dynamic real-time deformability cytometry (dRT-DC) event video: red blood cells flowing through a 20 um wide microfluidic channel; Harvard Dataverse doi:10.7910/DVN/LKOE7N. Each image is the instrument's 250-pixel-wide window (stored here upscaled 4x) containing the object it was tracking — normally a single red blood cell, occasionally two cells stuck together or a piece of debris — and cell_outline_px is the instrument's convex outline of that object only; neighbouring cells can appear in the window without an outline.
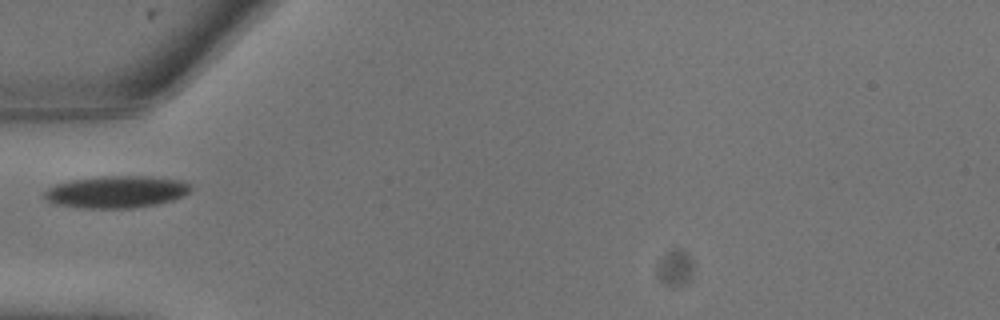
{"species": "common noctule bat (a hibernating species)", "species_latin": "Nyctalus noctula", "temperature_condition": "warm", "stored_images_in_passage": 17, "camera_frame_rate_fps": 3000, "um_per_image_px": 0.085, "animal": {"sex": "male", "body_mass_g": 13.3}, "frame": {"image": 1, "passage_image": 1, "time_ms": 0.0, "image_size_px": [1000, 320], "cell_outline_px": [[192, 188], [184, 196], [172, 200], [156, 204], [136, 208], [84, 208], [56, 204], [48, 200], [44, 196], [44, 192], [48, 188], [56, 184], [72, 180], [100, 176], [148, 176], [184, 180]], "centroid_in_image_um": [9.92, 16.3], "position_along_channel_um": 75.1, "area_um2": 27.34}}
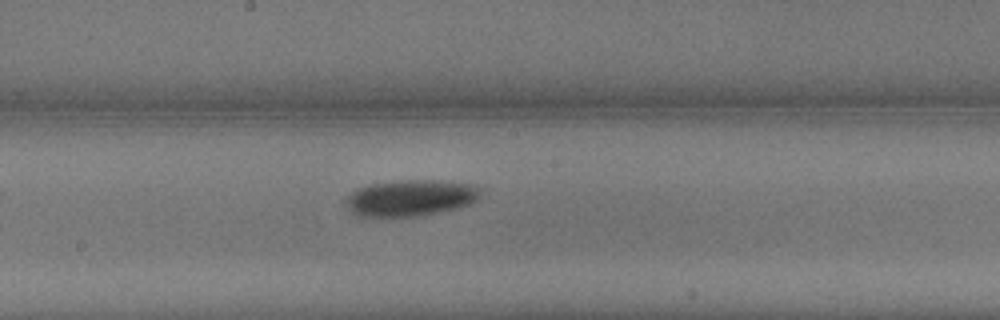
{"frame": {"image": 2, "passage_image": 6, "time_ms": 1.667, "image_size_px": [1000, 320], "cell_outline_px": [[480, 196], [472, 204], [460, 208], [420, 216], [356, 216], [348, 212], [344, 204], [344, 200], [356, 188], [368, 184], [400, 180], [436, 180], [476, 184], [480, 188]], "centroid_in_image_um": [34.88, 16.82], "position_along_channel_um": 213.3, "area_um2": 29.13}}
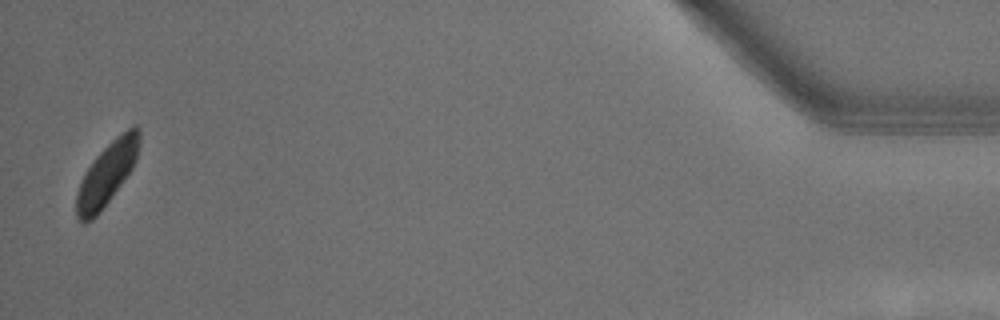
{"frame": {"image": 3, "passage_image": 17, "time_ms": 5.333, "image_size_px": [1000, 320], "cell_outline_px": [[140, 140], [136, 160], [132, 168], [100, 212], [92, 220], [84, 224], [76, 216], [76, 192], [92, 160], [116, 136], [132, 124], [136, 124], [140, 128]], "centroid_in_image_um": [9.1, 14.74], "position_along_channel_um": 426.1, "area_um2": 22.77}}